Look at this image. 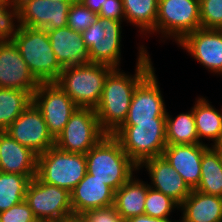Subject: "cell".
<instances>
[{
    "mask_svg": "<svg viewBox=\"0 0 222 222\" xmlns=\"http://www.w3.org/2000/svg\"><path fill=\"white\" fill-rule=\"evenodd\" d=\"M145 47H137L138 58L134 74L114 68L105 80L101 100L95 112L100 128L106 134L112 135L124 123L136 87L155 69Z\"/></svg>",
    "mask_w": 222,
    "mask_h": 222,
    "instance_id": "cell-1",
    "label": "cell"
},
{
    "mask_svg": "<svg viewBox=\"0 0 222 222\" xmlns=\"http://www.w3.org/2000/svg\"><path fill=\"white\" fill-rule=\"evenodd\" d=\"M85 158L87 173L104 182L114 191L138 172V166L111 134H106L85 154Z\"/></svg>",
    "mask_w": 222,
    "mask_h": 222,
    "instance_id": "cell-2",
    "label": "cell"
},
{
    "mask_svg": "<svg viewBox=\"0 0 222 222\" xmlns=\"http://www.w3.org/2000/svg\"><path fill=\"white\" fill-rule=\"evenodd\" d=\"M11 40L39 83L58 80L63 67L53 52L47 30L19 26Z\"/></svg>",
    "mask_w": 222,
    "mask_h": 222,
    "instance_id": "cell-3",
    "label": "cell"
},
{
    "mask_svg": "<svg viewBox=\"0 0 222 222\" xmlns=\"http://www.w3.org/2000/svg\"><path fill=\"white\" fill-rule=\"evenodd\" d=\"M113 69L93 62L66 67L56 83L78 107L95 109L101 100L105 80Z\"/></svg>",
    "mask_w": 222,
    "mask_h": 222,
    "instance_id": "cell-4",
    "label": "cell"
},
{
    "mask_svg": "<svg viewBox=\"0 0 222 222\" xmlns=\"http://www.w3.org/2000/svg\"><path fill=\"white\" fill-rule=\"evenodd\" d=\"M112 135L120 142L130 159L139 166L149 158L163 155L167 146L166 119L121 125Z\"/></svg>",
    "mask_w": 222,
    "mask_h": 222,
    "instance_id": "cell-5",
    "label": "cell"
},
{
    "mask_svg": "<svg viewBox=\"0 0 222 222\" xmlns=\"http://www.w3.org/2000/svg\"><path fill=\"white\" fill-rule=\"evenodd\" d=\"M87 174L84 154L66 152L55 145L37 157L36 177L71 192Z\"/></svg>",
    "mask_w": 222,
    "mask_h": 222,
    "instance_id": "cell-6",
    "label": "cell"
},
{
    "mask_svg": "<svg viewBox=\"0 0 222 222\" xmlns=\"http://www.w3.org/2000/svg\"><path fill=\"white\" fill-rule=\"evenodd\" d=\"M201 28L199 0H158L155 33L178 44L187 34Z\"/></svg>",
    "mask_w": 222,
    "mask_h": 222,
    "instance_id": "cell-7",
    "label": "cell"
},
{
    "mask_svg": "<svg viewBox=\"0 0 222 222\" xmlns=\"http://www.w3.org/2000/svg\"><path fill=\"white\" fill-rule=\"evenodd\" d=\"M122 21L98 17L82 32V39L88 49L90 62L120 68Z\"/></svg>",
    "mask_w": 222,
    "mask_h": 222,
    "instance_id": "cell-8",
    "label": "cell"
},
{
    "mask_svg": "<svg viewBox=\"0 0 222 222\" xmlns=\"http://www.w3.org/2000/svg\"><path fill=\"white\" fill-rule=\"evenodd\" d=\"M105 135L95 109L78 107L55 139V146L66 152L85 155Z\"/></svg>",
    "mask_w": 222,
    "mask_h": 222,
    "instance_id": "cell-9",
    "label": "cell"
},
{
    "mask_svg": "<svg viewBox=\"0 0 222 222\" xmlns=\"http://www.w3.org/2000/svg\"><path fill=\"white\" fill-rule=\"evenodd\" d=\"M25 201L38 222H59L73 213L70 192L44 183L36 176L27 186Z\"/></svg>",
    "mask_w": 222,
    "mask_h": 222,
    "instance_id": "cell-10",
    "label": "cell"
},
{
    "mask_svg": "<svg viewBox=\"0 0 222 222\" xmlns=\"http://www.w3.org/2000/svg\"><path fill=\"white\" fill-rule=\"evenodd\" d=\"M32 102L43 115L48 131L54 139L78 108L56 82L40 83L32 94Z\"/></svg>",
    "mask_w": 222,
    "mask_h": 222,
    "instance_id": "cell-11",
    "label": "cell"
},
{
    "mask_svg": "<svg viewBox=\"0 0 222 222\" xmlns=\"http://www.w3.org/2000/svg\"><path fill=\"white\" fill-rule=\"evenodd\" d=\"M21 145L37 155L55 145V139L48 131L43 115L33 102L5 130Z\"/></svg>",
    "mask_w": 222,
    "mask_h": 222,
    "instance_id": "cell-12",
    "label": "cell"
},
{
    "mask_svg": "<svg viewBox=\"0 0 222 222\" xmlns=\"http://www.w3.org/2000/svg\"><path fill=\"white\" fill-rule=\"evenodd\" d=\"M155 71L154 69L136 87L127 118L122 125H136V122H154V119H166L167 109Z\"/></svg>",
    "mask_w": 222,
    "mask_h": 222,
    "instance_id": "cell-13",
    "label": "cell"
},
{
    "mask_svg": "<svg viewBox=\"0 0 222 222\" xmlns=\"http://www.w3.org/2000/svg\"><path fill=\"white\" fill-rule=\"evenodd\" d=\"M211 73L222 76V30L199 28L178 44Z\"/></svg>",
    "mask_w": 222,
    "mask_h": 222,
    "instance_id": "cell-14",
    "label": "cell"
},
{
    "mask_svg": "<svg viewBox=\"0 0 222 222\" xmlns=\"http://www.w3.org/2000/svg\"><path fill=\"white\" fill-rule=\"evenodd\" d=\"M18 7L19 25L53 30L67 26L72 2L48 0H15Z\"/></svg>",
    "mask_w": 222,
    "mask_h": 222,
    "instance_id": "cell-15",
    "label": "cell"
},
{
    "mask_svg": "<svg viewBox=\"0 0 222 222\" xmlns=\"http://www.w3.org/2000/svg\"><path fill=\"white\" fill-rule=\"evenodd\" d=\"M39 84L14 42L0 41V88L20 89L32 95Z\"/></svg>",
    "mask_w": 222,
    "mask_h": 222,
    "instance_id": "cell-16",
    "label": "cell"
},
{
    "mask_svg": "<svg viewBox=\"0 0 222 222\" xmlns=\"http://www.w3.org/2000/svg\"><path fill=\"white\" fill-rule=\"evenodd\" d=\"M147 170L151 180L149 187L171 197L179 205L189 196L192 189L163 157L149 158L138 166Z\"/></svg>",
    "mask_w": 222,
    "mask_h": 222,
    "instance_id": "cell-17",
    "label": "cell"
},
{
    "mask_svg": "<svg viewBox=\"0 0 222 222\" xmlns=\"http://www.w3.org/2000/svg\"><path fill=\"white\" fill-rule=\"evenodd\" d=\"M209 144H167L163 157L184 179L191 189H195L201 177V159Z\"/></svg>",
    "mask_w": 222,
    "mask_h": 222,
    "instance_id": "cell-18",
    "label": "cell"
},
{
    "mask_svg": "<svg viewBox=\"0 0 222 222\" xmlns=\"http://www.w3.org/2000/svg\"><path fill=\"white\" fill-rule=\"evenodd\" d=\"M54 54L63 67L78 66L90 62L82 33L66 26L47 30Z\"/></svg>",
    "mask_w": 222,
    "mask_h": 222,
    "instance_id": "cell-19",
    "label": "cell"
},
{
    "mask_svg": "<svg viewBox=\"0 0 222 222\" xmlns=\"http://www.w3.org/2000/svg\"><path fill=\"white\" fill-rule=\"evenodd\" d=\"M73 213L98 209L114 204L115 191L93 175L85 177L70 192Z\"/></svg>",
    "mask_w": 222,
    "mask_h": 222,
    "instance_id": "cell-20",
    "label": "cell"
},
{
    "mask_svg": "<svg viewBox=\"0 0 222 222\" xmlns=\"http://www.w3.org/2000/svg\"><path fill=\"white\" fill-rule=\"evenodd\" d=\"M37 157L36 153L18 143L6 131H0V172L36 175Z\"/></svg>",
    "mask_w": 222,
    "mask_h": 222,
    "instance_id": "cell-21",
    "label": "cell"
},
{
    "mask_svg": "<svg viewBox=\"0 0 222 222\" xmlns=\"http://www.w3.org/2000/svg\"><path fill=\"white\" fill-rule=\"evenodd\" d=\"M179 211V222H222V197L192 189Z\"/></svg>",
    "mask_w": 222,
    "mask_h": 222,
    "instance_id": "cell-22",
    "label": "cell"
},
{
    "mask_svg": "<svg viewBox=\"0 0 222 222\" xmlns=\"http://www.w3.org/2000/svg\"><path fill=\"white\" fill-rule=\"evenodd\" d=\"M149 185L137 178L135 174L115 191L114 207L121 217L127 219L143 215L145 211V198Z\"/></svg>",
    "mask_w": 222,
    "mask_h": 222,
    "instance_id": "cell-23",
    "label": "cell"
},
{
    "mask_svg": "<svg viewBox=\"0 0 222 222\" xmlns=\"http://www.w3.org/2000/svg\"><path fill=\"white\" fill-rule=\"evenodd\" d=\"M193 114L196 131L201 144L202 140L213 141L209 146H214L222 138V109L219 111L205 97L195 99Z\"/></svg>",
    "mask_w": 222,
    "mask_h": 222,
    "instance_id": "cell-24",
    "label": "cell"
},
{
    "mask_svg": "<svg viewBox=\"0 0 222 222\" xmlns=\"http://www.w3.org/2000/svg\"><path fill=\"white\" fill-rule=\"evenodd\" d=\"M122 2L126 23L138 28L142 36L153 35L158 14V0H122Z\"/></svg>",
    "mask_w": 222,
    "mask_h": 222,
    "instance_id": "cell-25",
    "label": "cell"
},
{
    "mask_svg": "<svg viewBox=\"0 0 222 222\" xmlns=\"http://www.w3.org/2000/svg\"><path fill=\"white\" fill-rule=\"evenodd\" d=\"M195 190L222 197V160L213 146H209L202 154L201 177Z\"/></svg>",
    "mask_w": 222,
    "mask_h": 222,
    "instance_id": "cell-26",
    "label": "cell"
},
{
    "mask_svg": "<svg viewBox=\"0 0 222 222\" xmlns=\"http://www.w3.org/2000/svg\"><path fill=\"white\" fill-rule=\"evenodd\" d=\"M166 113V143L167 144H199L196 131L193 107L190 111L172 117Z\"/></svg>",
    "mask_w": 222,
    "mask_h": 222,
    "instance_id": "cell-27",
    "label": "cell"
},
{
    "mask_svg": "<svg viewBox=\"0 0 222 222\" xmlns=\"http://www.w3.org/2000/svg\"><path fill=\"white\" fill-rule=\"evenodd\" d=\"M31 102L28 91L0 88V131H5Z\"/></svg>",
    "mask_w": 222,
    "mask_h": 222,
    "instance_id": "cell-28",
    "label": "cell"
},
{
    "mask_svg": "<svg viewBox=\"0 0 222 222\" xmlns=\"http://www.w3.org/2000/svg\"><path fill=\"white\" fill-rule=\"evenodd\" d=\"M35 176L0 172V212L25 200L27 186Z\"/></svg>",
    "mask_w": 222,
    "mask_h": 222,
    "instance_id": "cell-29",
    "label": "cell"
},
{
    "mask_svg": "<svg viewBox=\"0 0 222 222\" xmlns=\"http://www.w3.org/2000/svg\"><path fill=\"white\" fill-rule=\"evenodd\" d=\"M144 205V214L155 218H170L172 212L180 208V205L171 197L151 187L147 190Z\"/></svg>",
    "mask_w": 222,
    "mask_h": 222,
    "instance_id": "cell-30",
    "label": "cell"
},
{
    "mask_svg": "<svg viewBox=\"0 0 222 222\" xmlns=\"http://www.w3.org/2000/svg\"><path fill=\"white\" fill-rule=\"evenodd\" d=\"M99 15L85 7L80 1L72 2L69 13L67 26L77 32H83L91 24L97 21Z\"/></svg>",
    "mask_w": 222,
    "mask_h": 222,
    "instance_id": "cell-31",
    "label": "cell"
},
{
    "mask_svg": "<svg viewBox=\"0 0 222 222\" xmlns=\"http://www.w3.org/2000/svg\"><path fill=\"white\" fill-rule=\"evenodd\" d=\"M201 28L222 30V0H199Z\"/></svg>",
    "mask_w": 222,
    "mask_h": 222,
    "instance_id": "cell-32",
    "label": "cell"
},
{
    "mask_svg": "<svg viewBox=\"0 0 222 222\" xmlns=\"http://www.w3.org/2000/svg\"><path fill=\"white\" fill-rule=\"evenodd\" d=\"M19 15L16 3L0 6V41L11 40L19 28Z\"/></svg>",
    "mask_w": 222,
    "mask_h": 222,
    "instance_id": "cell-33",
    "label": "cell"
},
{
    "mask_svg": "<svg viewBox=\"0 0 222 222\" xmlns=\"http://www.w3.org/2000/svg\"><path fill=\"white\" fill-rule=\"evenodd\" d=\"M0 222H38L25 200L0 212Z\"/></svg>",
    "mask_w": 222,
    "mask_h": 222,
    "instance_id": "cell-34",
    "label": "cell"
},
{
    "mask_svg": "<svg viewBox=\"0 0 222 222\" xmlns=\"http://www.w3.org/2000/svg\"><path fill=\"white\" fill-rule=\"evenodd\" d=\"M82 214L87 222H125L114 205L86 210Z\"/></svg>",
    "mask_w": 222,
    "mask_h": 222,
    "instance_id": "cell-35",
    "label": "cell"
},
{
    "mask_svg": "<svg viewBox=\"0 0 222 222\" xmlns=\"http://www.w3.org/2000/svg\"><path fill=\"white\" fill-rule=\"evenodd\" d=\"M98 15L101 18H109L125 22L124 6L122 0H104Z\"/></svg>",
    "mask_w": 222,
    "mask_h": 222,
    "instance_id": "cell-36",
    "label": "cell"
},
{
    "mask_svg": "<svg viewBox=\"0 0 222 222\" xmlns=\"http://www.w3.org/2000/svg\"><path fill=\"white\" fill-rule=\"evenodd\" d=\"M125 222H179L178 220H172L171 218H155L148 215H138L127 219Z\"/></svg>",
    "mask_w": 222,
    "mask_h": 222,
    "instance_id": "cell-37",
    "label": "cell"
},
{
    "mask_svg": "<svg viewBox=\"0 0 222 222\" xmlns=\"http://www.w3.org/2000/svg\"><path fill=\"white\" fill-rule=\"evenodd\" d=\"M80 1L85 7L95 13H99L101 9V5L104 3V0H78Z\"/></svg>",
    "mask_w": 222,
    "mask_h": 222,
    "instance_id": "cell-38",
    "label": "cell"
},
{
    "mask_svg": "<svg viewBox=\"0 0 222 222\" xmlns=\"http://www.w3.org/2000/svg\"><path fill=\"white\" fill-rule=\"evenodd\" d=\"M59 222H87L82 213H70Z\"/></svg>",
    "mask_w": 222,
    "mask_h": 222,
    "instance_id": "cell-39",
    "label": "cell"
},
{
    "mask_svg": "<svg viewBox=\"0 0 222 222\" xmlns=\"http://www.w3.org/2000/svg\"><path fill=\"white\" fill-rule=\"evenodd\" d=\"M213 147L219 152L222 160V138Z\"/></svg>",
    "mask_w": 222,
    "mask_h": 222,
    "instance_id": "cell-40",
    "label": "cell"
},
{
    "mask_svg": "<svg viewBox=\"0 0 222 222\" xmlns=\"http://www.w3.org/2000/svg\"><path fill=\"white\" fill-rule=\"evenodd\" d=\"M15 3V0H0V6L14 5Z\"/></svg>",
    "mask_w": 222,
    "mask_h": 222,
    "instance_id": "cell-41",
    "label": "cell"
},
{
    "mask_svg": "<svg viewBox=\"0 0 222 222\" xmlns=\"http://www.w3.org/2000/svg\"><path fill=\"white\" fill-rule=\"evenodd\" d=\"M48 1L56 3V2H73L75 0H48Z\"/></svg>",
    "mask_w": 222,
    "mask_h": 222,
    "instance_id": "cell-42",
    "label": "cell"
}]
</instances>
